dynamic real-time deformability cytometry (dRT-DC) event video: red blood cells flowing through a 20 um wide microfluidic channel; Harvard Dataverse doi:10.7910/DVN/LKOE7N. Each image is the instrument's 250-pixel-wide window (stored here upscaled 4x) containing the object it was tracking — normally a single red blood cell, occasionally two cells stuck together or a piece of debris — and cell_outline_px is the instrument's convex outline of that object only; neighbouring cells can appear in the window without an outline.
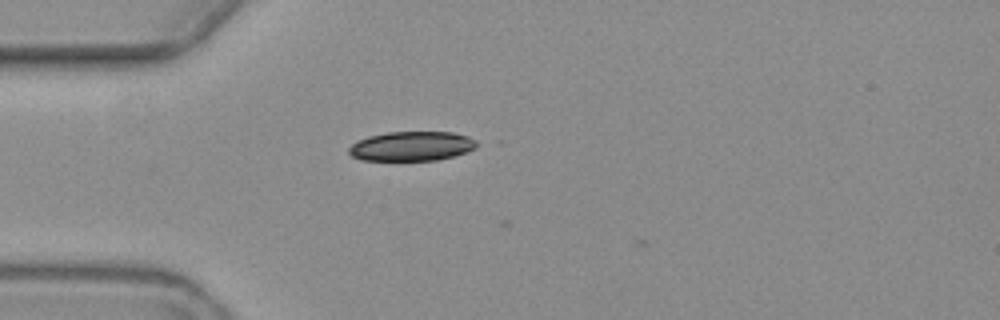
{"species": "common noctule bat (a hibernating species)", "species_latin": "Nyctalus noctula", "temperature_condition": "warm", "stored_images_in_passage": 3, "camera_frame_rate_fps": 3000, "um_per_image_px": 0.085, "animal": {"sex": "female", "body_mass_g": 19.3, "forearm_length_mm": 54.1}, "frame": {"image": 1, "passage_image": 2, "time_ms": 1.333, "image_size_px": [1000, 320], "cell_outline_px": [[476, 148], [452, 156], [436, 160], [360, 160], [352, 156], [348, 152], [348, 148], [356, 140], [368, 136], [388, 132], [452, 132], [468, 136], [476, 140]], "centroid_in_image_um": [34.95, 12.42], "position_along_channel_um": 50.1, "area_um2": 21.91}}